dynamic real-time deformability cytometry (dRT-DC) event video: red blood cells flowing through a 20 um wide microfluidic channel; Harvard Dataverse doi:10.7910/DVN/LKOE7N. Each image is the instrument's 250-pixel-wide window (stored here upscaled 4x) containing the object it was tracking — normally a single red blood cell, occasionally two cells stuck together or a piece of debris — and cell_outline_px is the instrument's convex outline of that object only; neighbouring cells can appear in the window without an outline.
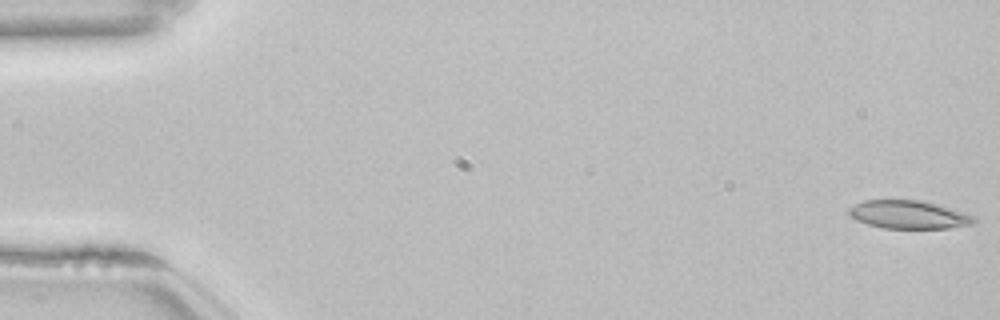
{"species": "common noctule bat (a hibernating species)", "species_latin": "Nyctalus noctula", "temperature_condition": "room temperature", "stored_images_in_passage": 54, "camera_frame_rate_fps": 3000, "um_per_image_px": 0.085, "animal": {"sex": "female", "body_mass_g": 22.7, "forearm_length_mm": 54.2}, "frame": {"image": 1, "passage_image": 1, "time_ms": 0.0, "image_size_px": [1000, 320], "cell_outline_px": [[976, 224], [948, 228], [880, 228], [856, 220], [848, 212], [848, 208], [864, 200], [920, 200], [936, 204], [972, 216], [976, 220]], "centroid_in_image_um": [77.21, 18.25], "position_along_channel_um": 7.8, "area_um2": 20.29}}
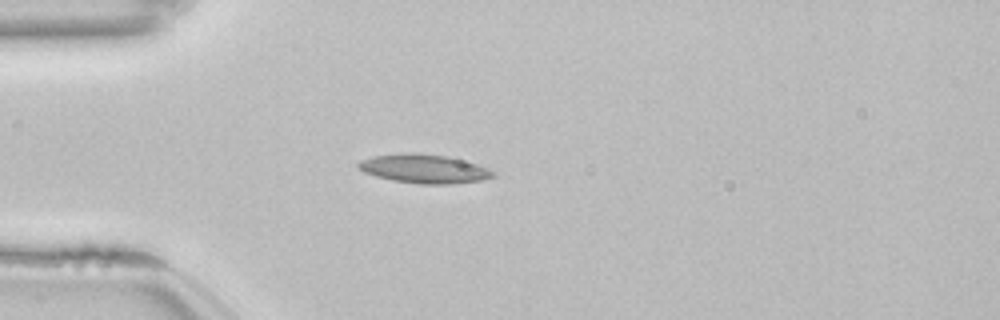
{"frame": {"image": 2, "passage_image": 15, "time_ms": 4.667, "image_size_px": [1000, 320], "cell_outline_px": [[496, 176], [484, 180], [452, 184], [420, 184], [392, 180], [376, 176], [364, 172], [356, 164], [360, 160], [372, 156], [408, 152], [412, 152], [444, 156], [476, 164], [496, 172]], "centroid_in_image_um": [36.04, 14.35], "position_along_channel_um": 49.0, "area_um2": 22.54}}
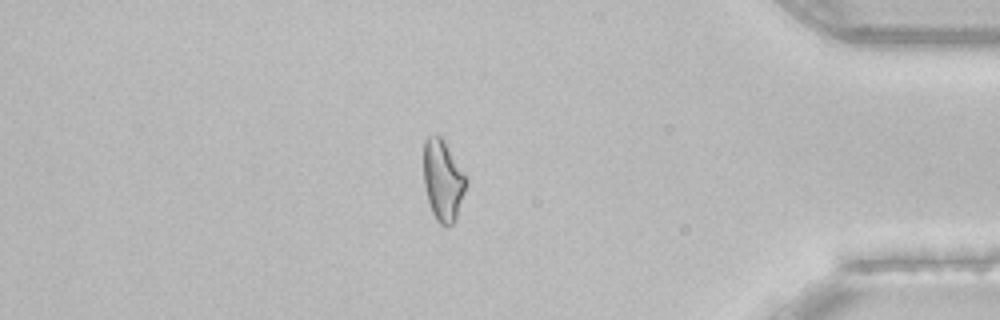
{"frame": {"image": 3, "passage_image": 46, "time_ms": 15.0, "image_size_px": [1000, 320], "cell_outline_px": [[468, 184], [456, 220], [452, 224], [440, 224], [436, 220], [432, 212], [424, 188], [424, 140], [428, 136], [440, 136], [444, 140], [468, 176]], "centroid_in_image_um": [37.68, 15.33], "position_along_channel_um": 397.5, "area_um2": 20.4}, "authors_computed_cell_mechanics": {"area_um2": 20.4034, "velocity_mm_per_s": 3.8435, "shape_relaxation_time_tau1_ms": null, "shape_relaxation_time_tau2_ms": 2.9199, "deformation_change_tau1": null, "deformation_change_tau2": 0.1002}}